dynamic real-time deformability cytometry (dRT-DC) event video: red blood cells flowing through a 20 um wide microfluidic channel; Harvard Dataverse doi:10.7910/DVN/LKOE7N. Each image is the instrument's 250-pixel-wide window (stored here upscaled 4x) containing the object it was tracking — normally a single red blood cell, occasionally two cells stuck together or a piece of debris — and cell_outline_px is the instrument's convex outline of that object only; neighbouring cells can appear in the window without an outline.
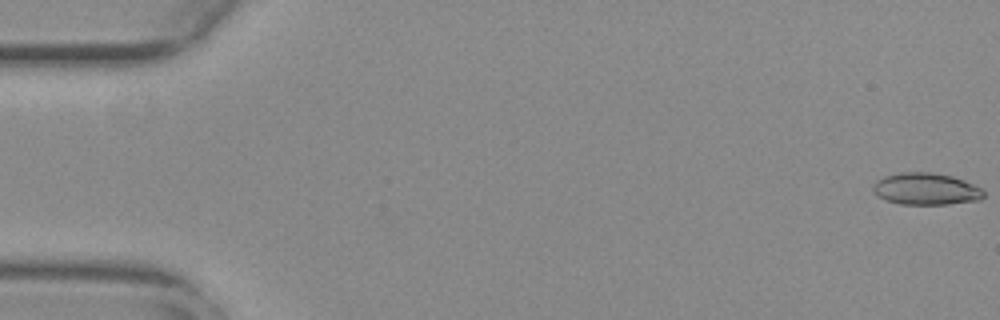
{"species": "common noctule bat (a hibernating species)", "species_latin": "Nyctalus noctula", "temperature_condition": "warm", "stored_images_in_passage": 46, "camera_frame_rate_fps": 3000, "um_per_image_px": 0.085, "animal": {"sex": "female", "body_mass_g": 29.2, "forearm_length_mm": 56.3}, "frame": {"image": 1, "passage_image": 1, "time_ms": 0.0, "image_size_px": [1000, 320], "cell_outline_px": [[984, 196], [980, 200], [948, 204], [900, 204], [884, 200], [872, 188], [876, 180], [884, 176], [900, 172], [932, 172], [952, 176], [964, 180], [984, 188]], "centroid_in_image_um": [78.74, 16.05], "position_along_channel_um": 6.3, "area_um2": 20.69}}
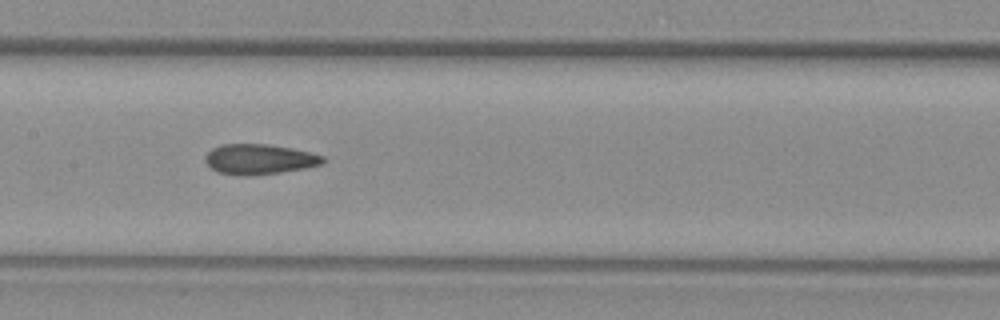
{"frame": {"image": 2, "passage_image": 28, "time_ms": 9.0, "image_size_px": [1000, 320], "cell_outline_px": [[324, 160], [320, 164], [304, 168], [280, 172], [248, 176], [236, 176], [216, 172], [204, 160], [204, 156], [212, 148], [224, 144], [264, 144], [288, 148], [308, 152], [324, 156]], "centroid_in_image_um": [21.96, 13.55], "position_along_channel_um": 185.4, "area_um2": 20.52}}
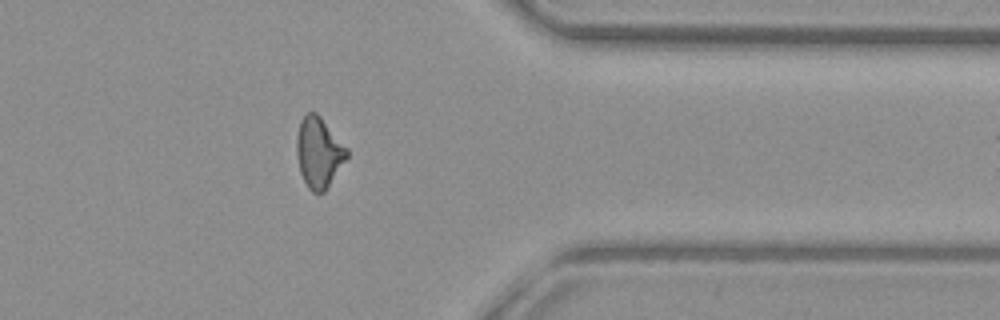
{"frame": {"image": 3, "passage_image": 45, "time_ms": 14.667, "image_size_px": [1000, 320], "cell_outline_px": [[348, 156], [324, 192], [312, 192], [308, 188], [300, 172], [296, 152], [296, 140], [300, 120], [308, 112], [316, 112], [320, 116], [348, 148]], "centroid_in_image_um": [27.09, 12.94], "position_along_channel_um": 384.3, "area_um2": 20.46}}